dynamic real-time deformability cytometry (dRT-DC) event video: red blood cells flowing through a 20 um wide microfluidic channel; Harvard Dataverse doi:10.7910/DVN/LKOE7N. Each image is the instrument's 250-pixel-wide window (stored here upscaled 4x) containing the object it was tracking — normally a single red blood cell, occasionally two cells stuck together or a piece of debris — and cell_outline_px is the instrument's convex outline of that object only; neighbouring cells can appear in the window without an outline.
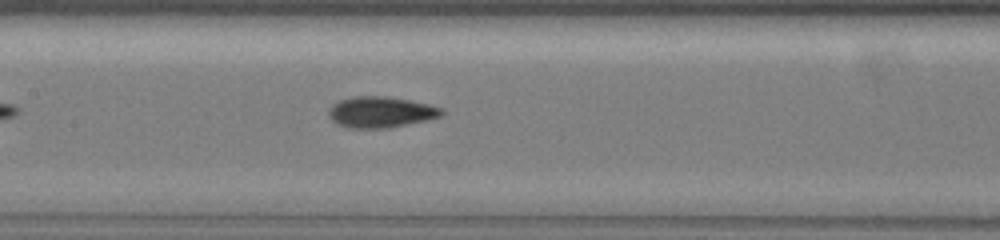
{"species": "common noctule bat (a hibernating species)", "species_latin": "Nyctalus noctula", "temperature_condition": "warm", "stored_images_in_passage": 29, "camera_frame_rate_fps": 3000, "um_per_image_px": 0.085, "animal": {"sex": "female", "body_mass_g": 19.5, "forearm_length_mm": 54.1}, "frame": {"image": 1, "passage_image": 9, "time_ms": 2.667, "image_size_px": [1000, 240], "cell_outline_px": [[444, 112], [440, 116], [428, 120], [388, 128], [348, 128], [336, 124], [328, 116], [328, 108], [332, 104], [340, 100], [356, 96], [384, 96], [408, 100], [428, 104], [444, 108]], "centroid_in_image_um": [32.34, 9.53], "position_along_channel_um": 175.1, "area_um2": 20.52}}
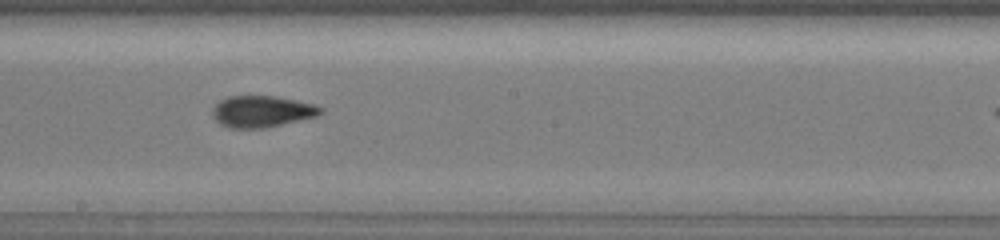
{"frame": {"image": 2, "passage_image": 13, "time_ms": 4.0, "image_size_px": [1000, 240], "cell_outline_px": [[324, 112], [316, 116], [264, 128], [228, 128], [220, 124], [212, 116], [212, 108], [220, 100], [228, 96], [276, 96], [316, 104], [324, 108]], "centroid_in_image_um": [22.26, 9.47], "position_along_channel_um": 225.9, "area_um2": 19.94}}